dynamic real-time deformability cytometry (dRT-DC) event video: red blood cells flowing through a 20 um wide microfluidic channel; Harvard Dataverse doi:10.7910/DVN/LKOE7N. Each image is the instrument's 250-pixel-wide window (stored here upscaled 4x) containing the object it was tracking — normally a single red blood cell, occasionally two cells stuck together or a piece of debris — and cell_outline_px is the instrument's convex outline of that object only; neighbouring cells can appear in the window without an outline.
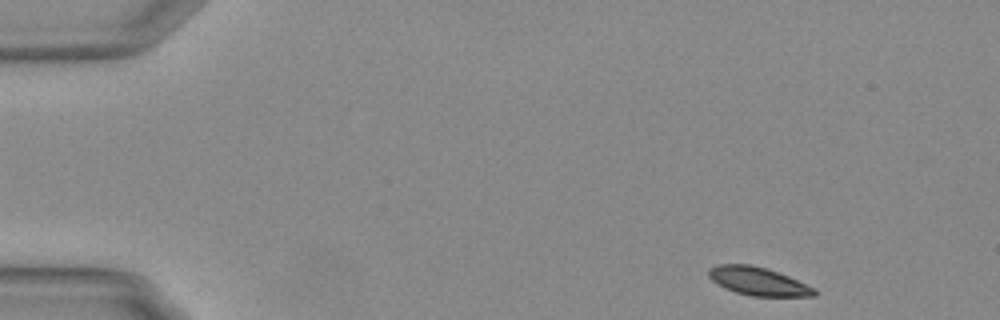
{"species": "Egyptian fruit bat (a non-hibernating species)", "species_latin": "Rousettus aegyptiacus", "temperature_condition": "warm", "stored_images_in_passage": 42, "camera_frame_rate_fps": 3000, "um_per_image_px": 0.085, "animal": {"sex": "female"}, "frame": {"image": 1, "passage_image": 1, "time_ms": 0.0, "image_size_px": [1000, 320], "cell_outline_px": [[816, 296], [752, 296], [736, 292], [724, 288], [712, 280], [708, 276], [708, 268], [720, 264], [748, 264], [768, 268], [788, 276], [816, 288]], "centroid_in_image_um": [64.44, 23.9], "position_along_channel_um": 20.6, "area_um2": 17.4}}
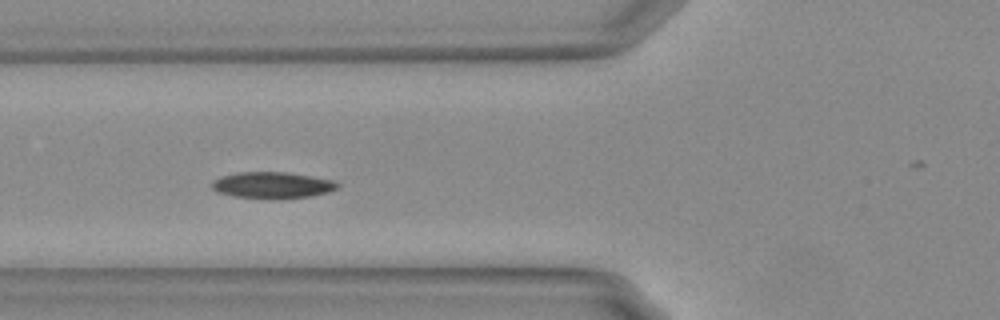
{"frame": {"image": 2, "passage_image": 16, "time_ms": 5.0, "image_size_px": [1000, 320], "cell_outline_px": [[340, 188], [328, 192], [308, 196], [280, 200], [272, 200], [236, 196], [216, 192], [212, 188], [212, 180], [220, 176], [236, 172], [288, 172], [336, 180], [340, 184]], "centroid_in_image_um": [23.17, 15.74], "position_along_channel_um": 102.6, "area_um2": 19.83}}
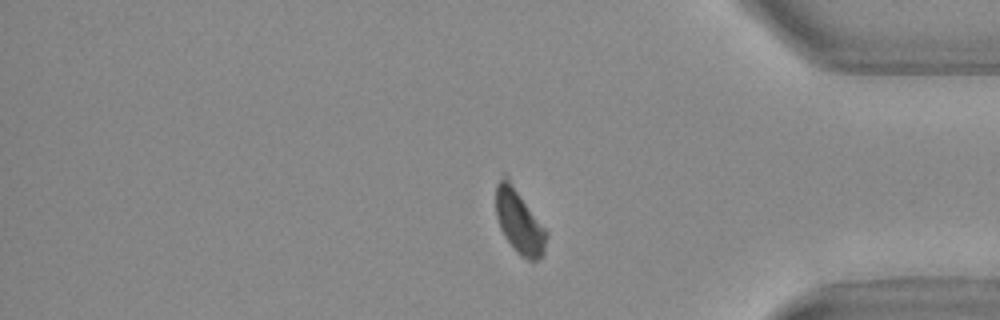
{"frame": {"image": 3, "passage_image": 41, "time_ms": 13.333, "image_size_px": [1000, 320], "cell_outline_px": [[548, 236], [544, 252], [536, 260], [528, 260], [520, 256], [516, 252], [504, 236], [500, 228], [496, 216], [496, 184], [504, 172], [508, 176], [548, 232]], "centroid_in_image_um": [44.13, 18.8], "position_along_channel_um": 391.1, "area_um2": 19.13}}